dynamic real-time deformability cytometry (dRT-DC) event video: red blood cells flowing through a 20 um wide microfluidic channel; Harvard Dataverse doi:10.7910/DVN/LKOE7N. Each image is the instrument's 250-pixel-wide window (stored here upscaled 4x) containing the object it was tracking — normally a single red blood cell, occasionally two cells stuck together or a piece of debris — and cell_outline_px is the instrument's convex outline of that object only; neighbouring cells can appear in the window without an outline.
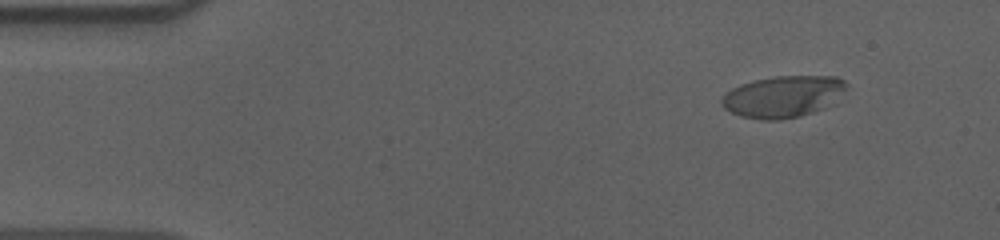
{"species": "human", "species_latin": "Homo sapiens", "temperature_condition": "cold", "stored_images_in_passage": 53, "camera_frame_rate_fps": 3000, "um_per_image_px": 0.085, "donor": {"sex": "male"}, "frame": {"image": 1, "passage_image": 3, "time_ms": 0.667, "image_size_px": [1000, 240], "cell_outline_px": [[848, 84], [824, 108], [800, 116], [776, 120], [764, 120], [740, 116], [724, 108], [720, 104], [720, 100], [732, 88], [740, 84], [752, 80], [776, 76], [836, 76], [844, 80]], "centroid_in_image_um": [66.49, 8.2], "position_along_channel_um": 18.5, "area_um2": 29.82}}
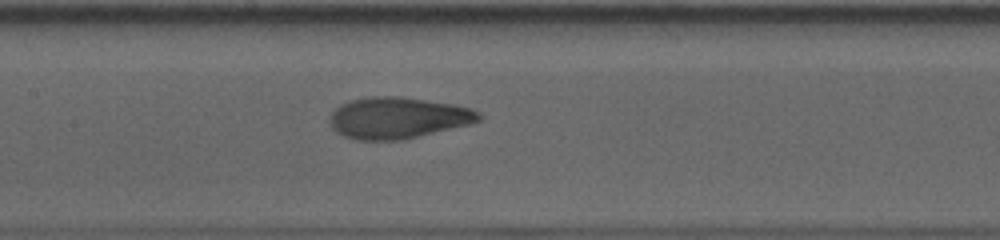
{"frame": {"image": 2, "passage_image": 24, "time_ms": 7.667, "image_size_px": [1000, 240], "cell_outline_px": [[480, 120], [468, 124], [400, 140], [356, 140], [344, 136], [336, 132], [332, 128], [328, 120], [332, 112], [340, 104], [352, 100], [372, 96], [396, 96], [452, 104], [472, 108], [480, 112]], "centroid_in_image_um": [33.76, 10.02], "position_along_channel_um": 173.6, "area_um2": 35.6}}
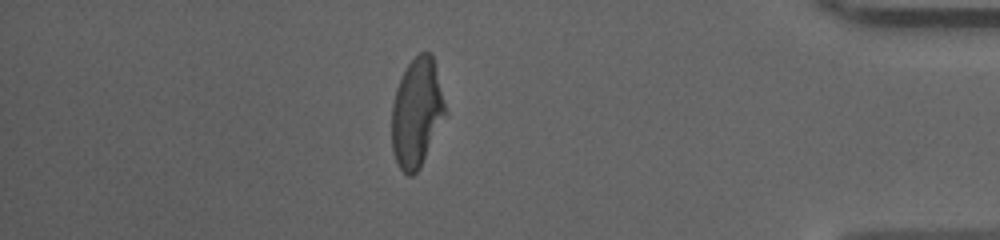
{"frame": {"image": 3, "passage_image": 46, "time_ms": 15.0, "image_size_px": [1000, 240], "cell_outline_px": [[444, 116], [420, 168], [412, 176], [408, 176], [400, 168], [392, 152], [392, 104], [396, 88], [408, 64], [420, 52], [432, 52], [444, 104]], "centroid_in_image_um": [35.39, 9.59], "position_along_channel_um": 399.8, "area_um2": 33.18}, "authors_computed_cell_mechanics": {"area_um2": 34.6222, "velocity_mm_per_s": 3.6082, "shape_relaxation_time_tau1_ms": 4.255, "shape_relaxation_time_tau2_ms": 1.0992, "deformation_change_tau1": 0.2079, "deformation_change_tau2": 0.069}}